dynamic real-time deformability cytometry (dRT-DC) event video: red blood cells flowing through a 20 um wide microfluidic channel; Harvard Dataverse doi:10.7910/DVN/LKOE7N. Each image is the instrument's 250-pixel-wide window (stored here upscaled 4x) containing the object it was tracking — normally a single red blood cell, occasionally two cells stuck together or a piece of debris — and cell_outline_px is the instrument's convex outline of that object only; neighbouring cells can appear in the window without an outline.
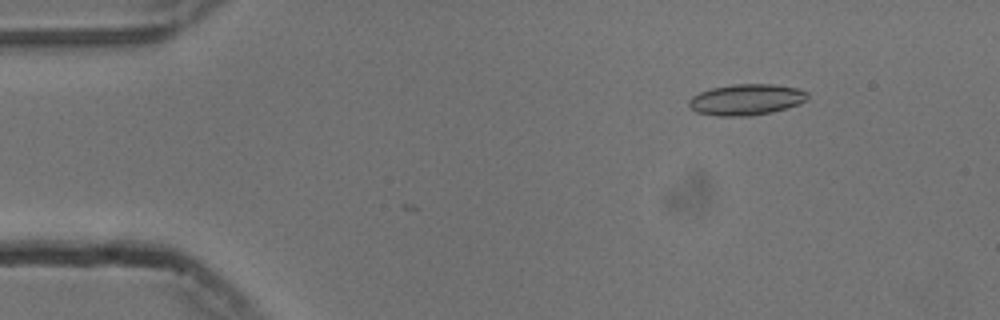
{"species": "common noctule bat (a hibernating species)", "species_latin": "Nyctalus noctula", "temperature_condition": "cold", "stored_images_in_passage": 46, "camera_frame_rate_fps": 3000, "um_per_image_px": 0.085, "animal": {"sex": "male", "body_mass_g": 13.3}, "frame": {"image": 1, "passage_image": 7, "time_ms": 2.0, "image_size_px": [1000, 320], "cell_outline_px": [[808, 96], [800, 104], [772, 112], [752, 116], [716, 116], [696, 112], [688, 104], [688, 100], [692, 96], [700, 92], [712, 88], [732, 84], [772, 84], [800, 88], [808, 92]], "centroid_in_image_um": [63.44, 8.47], "position_along_channel_um": 21.6, "area_um2": 21.62}}
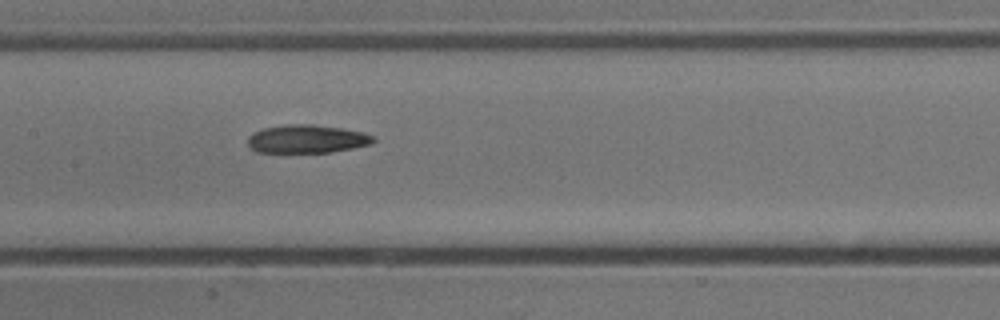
{"frame": {"image": 2, "passage_image": 26, "time_ms": 8.333, "image_size_px": [1000, 320], "cell_outline_px": [[376, 140], [372, 144], [352, 148], [328, 152], [256, 152], [248, 144], [248, 136], [252, 132], [264, 128], [288, 124], [312, 124], [340, 128], [364, 132], [372, 136]], "centroid_in_image_um": [26.08, 11.8], "position_along_channel_um": 181.3, "area_um2": 20.58}}
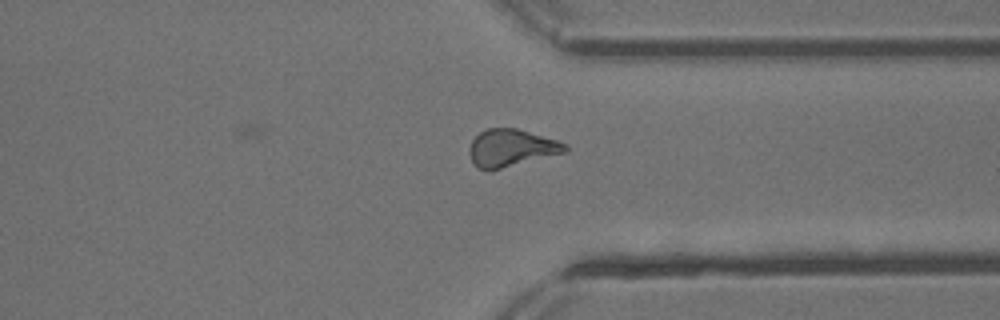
{"frame": {"image": 3, "passage_image": 41, "time_ms": 13.333, "image_size_px": [1000, 320], "cell_outline_px": [[568, 152], [500, 168], [476, 168], [468, 152], [468, 148], [472, 140], [480, 132], [488, 128], [516, 128], [556, 140], [568, 144]], "centroid_in_image_um": [43.47, 12.55], "position_along_channel_um": 367.9, "area_um2": 20.52}}